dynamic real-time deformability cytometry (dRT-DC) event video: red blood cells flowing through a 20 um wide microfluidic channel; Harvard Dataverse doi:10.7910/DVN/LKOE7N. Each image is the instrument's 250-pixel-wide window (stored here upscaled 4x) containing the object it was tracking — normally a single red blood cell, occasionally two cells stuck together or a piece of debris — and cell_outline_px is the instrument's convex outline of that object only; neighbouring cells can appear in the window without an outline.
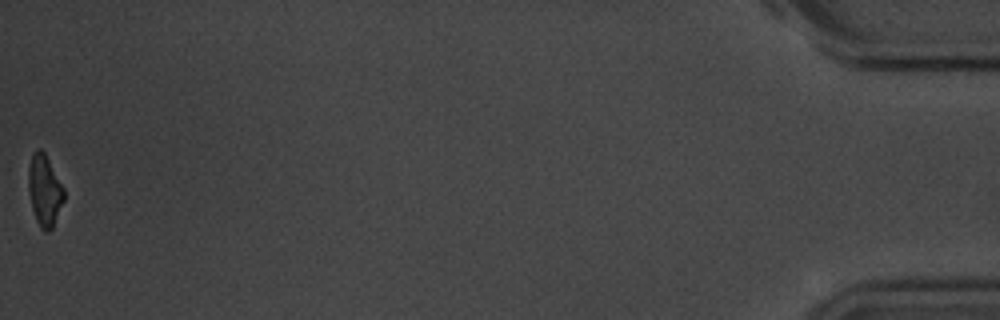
{"species": "common noctule bat (a hibernating species)", "species_latin": "Nyctalus noctula", "temperature_condition": "room temperature", "stored_images_in_passage": 15, "camera_frame_rate_fps": 3000, "um_per_image_px": 0.085, "animal": {"sex": "male", "body_mass_g": 20.1, "forearm_length_mm": 53.5}, "frame": {"image": 1, "passage_image": 15, "time_ms": 18.0, "image_size_px": [1000, 320], "cell_outline_px": [[64, 200], [52, 228], [48, 232], [44, 232], [40, 228], [36, 220], [32, 208], [28, 192], [28, 168], [32, 156], [40, 148], [44, 152], [64, 188]], "centroid_in_image_um": [3.78, 16.23], "position_along_channel_um": 431.4, "area_um2": 14.62}, "authors_computed_cell_mechanics": {"area_um2": 19.4208, "velocity_mm_per_s": 3.662, "shape_relaxation_time_tau1_ms": 3.7378, "shape_relaxation_time_tau2_ms": 4.5315, "deformation_change_tau1": 0.1213, "deformation_change_tau2": 0.1258}}